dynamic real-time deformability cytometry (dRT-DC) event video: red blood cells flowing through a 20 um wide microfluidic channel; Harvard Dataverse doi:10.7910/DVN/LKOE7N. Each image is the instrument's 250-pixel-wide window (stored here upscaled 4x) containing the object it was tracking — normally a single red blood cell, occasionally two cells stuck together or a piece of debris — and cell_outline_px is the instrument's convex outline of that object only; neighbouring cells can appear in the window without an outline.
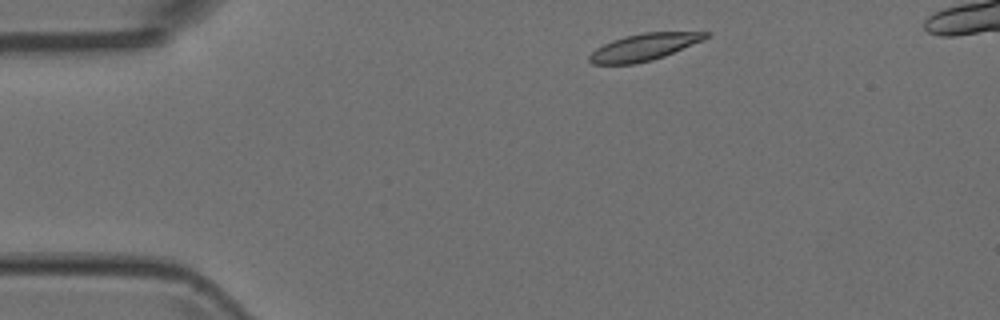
{"species": "Egyptian fruit bat (a non-hibernating species)", "species_latin": "Rousettus aegyptiacus", "temperature_condition": "room temperature", "stored_images_in_passage": 4, "camera_frame_rate_fps": 3000, "um_per_image_px": 0.085, "animal": {"sex": "female"}, "frame": {"image": 1, "passage_image": 1, "time_ms": 0.0, "image_size_px": [1000, 320], "cell_outline_px": [[708, 36], [704, 40], [664, 56], [652, 60], [632, 64], [592, 64], [588, 60], [588, 56], [596, 48], [612, 40], [624, 36], [644, 32], [708, 32]], "centroid_in_image_um": [54.71, 4.0], "position_along_channel_um": 30.3, "area_um2": 18.15}}